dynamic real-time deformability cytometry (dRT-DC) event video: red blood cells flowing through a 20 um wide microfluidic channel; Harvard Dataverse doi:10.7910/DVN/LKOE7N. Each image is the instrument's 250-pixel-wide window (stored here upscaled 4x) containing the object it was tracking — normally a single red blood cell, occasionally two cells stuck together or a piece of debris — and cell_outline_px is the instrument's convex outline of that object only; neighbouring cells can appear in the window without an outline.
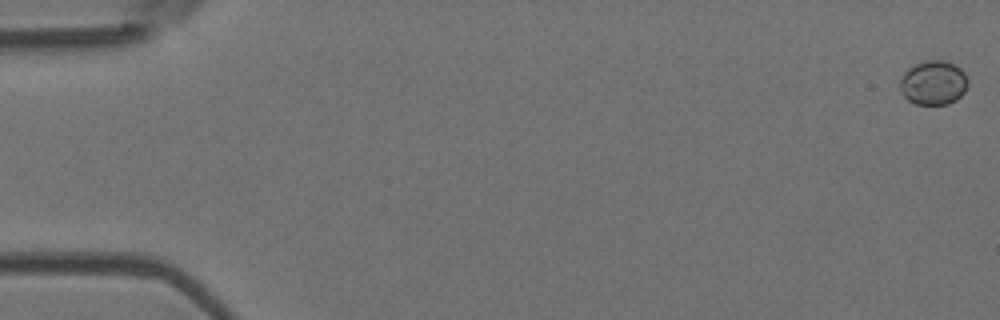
{"species": "Egyptian fruit bat (a non-hibernating species)", "species_latin": "Rousettus aegyptiacus", "temperature_condition": "room temperature", "stored_images_in_passage": 9, "camera_frame_rate_fps": 3000, "um_per_image_px": 0.085, "animal": {"sex": "female"}, "frame": {"image": 1, "passage_image": 1, "time_ms": 0.0, "image_size_px": [1000, 320], "cell_outline_px": [[968, 84], [964, 92], [956, 100], [948, 104], [916, 104], [908, 100], [904, 96], [900, 88], [900, 80], [904, 72], [908, 68], [924, 60], [944, 60], [960, 68], [964, 72], [968, 80]], "centroid_in_image_um": [79.34, 7.03], "position_along_channel_um": 5.7, "area_um2": 17.51}}
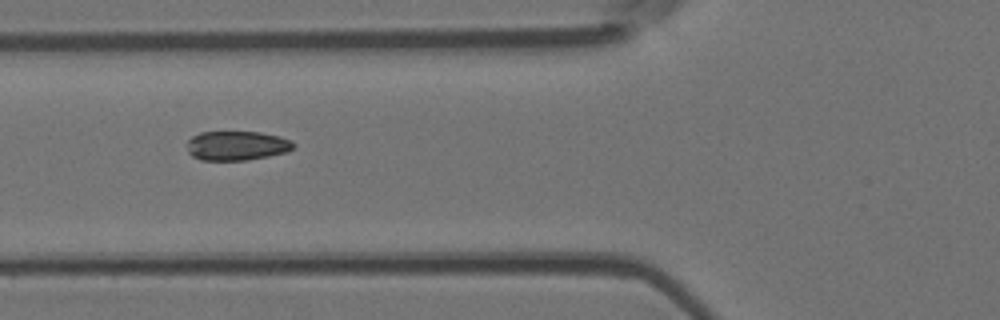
{"frame": {"image": 2, "passage_image": 6, "time_ms": 6.667, "image_size_px": [1000, 320], "cell_outline_px": [[296, 148], [288, 152], [248, 160], [200, 160], [192, 156], [188, 152], [188, 140], [192, 136], [200, 132], [260, 132], [280, 136], [292, 140], [296, 144]], "centroid_in_image_um": [20.18, 12.38], "position_along_channel_um": 105.6, "area_um2": 18.44}}
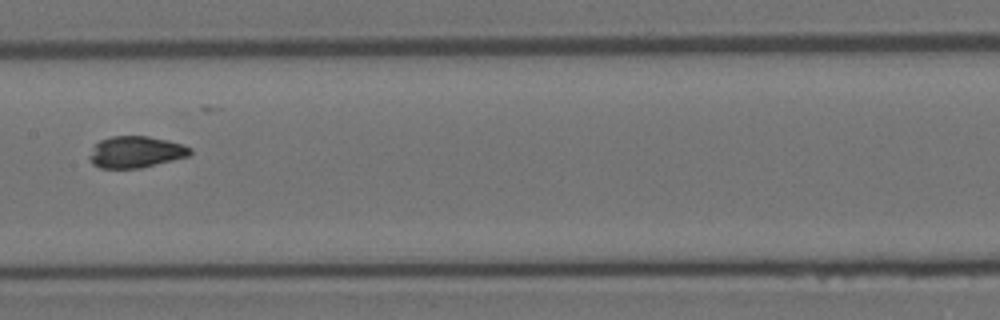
{"frame": {"image": 3, "passage_image": 8, "time_ms": 9.0, "image_size_px": [1000, 320], "cell_outline_px": [[192, 152], [188, 156], [140, 168], [100, 168], [92, 164], [88, 156], [96, 144], [100, 140], [112, 136], [148, 136], [168, 140], [184, 144], [192, 148]], "centroid_in_image_um": [11.55, 12.91], "position_along_channel_um": 195.9, "area_um2": 18.5}}